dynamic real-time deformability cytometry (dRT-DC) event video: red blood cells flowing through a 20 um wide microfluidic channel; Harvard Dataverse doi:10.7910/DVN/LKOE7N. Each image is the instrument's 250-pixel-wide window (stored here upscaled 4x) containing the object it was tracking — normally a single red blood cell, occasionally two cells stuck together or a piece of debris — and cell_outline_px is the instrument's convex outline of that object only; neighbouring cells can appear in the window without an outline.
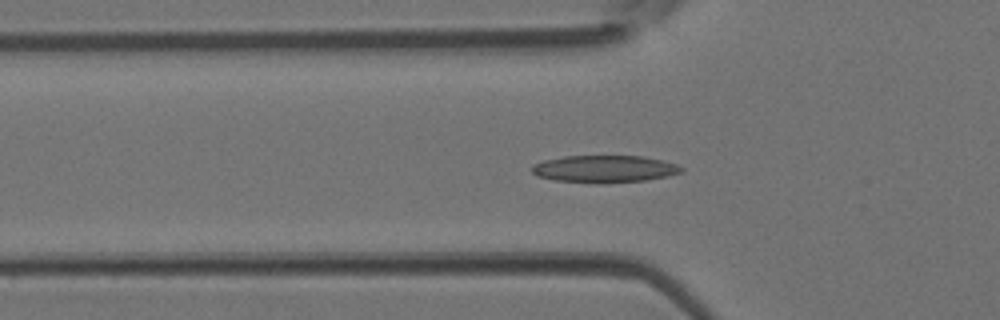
{"species": "Egyptian fruit bat (a non-hibernating species)", "species_latin": "Rousettus aegyptiacus", "temperature_condition": "room temperature", "stored_images_in_passage": 30, "camera_frame_rate_fps": 3000, "um_per_image_px": 0.085, "animal": {"sex": "female"}, "frame": {"image": 1, "passage_image": 10, "time_ms": 3.0, "image_size_px": [1000, 320], "cell_outline_px": [[684, 172], [668, 176], [644, 180], [604, 184], [600, 184], [556, 180], [536, 176], [532, 172], [532, 164], [544, 160], [564, 156], [644, 156], [676, 164], [684, 168]], "centroid_in_image_um": [51.38, 14.36], "position_along_channel_um": 74.4, "area_um2": 23.87}}
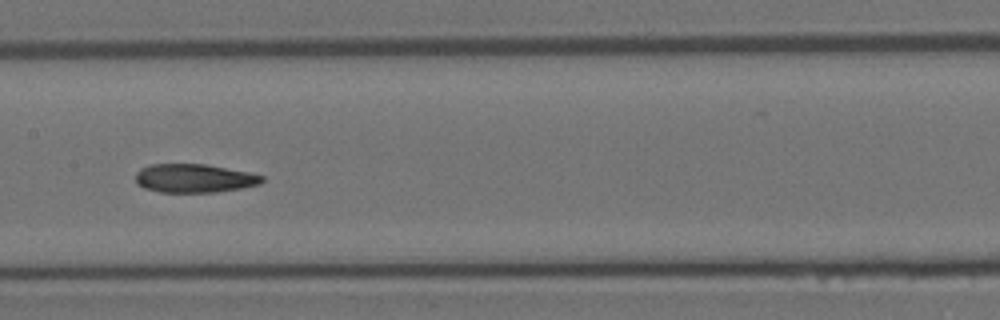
{"frame": {"image": 2, "passage_image": 18, "time_ms": 5.667, "image_size_px": [1000, 320], "cell_outline_px": [[264, 180], [260, 184], [240, 188], [216, 192], [160, 192], [144, 188], [136, 184], [136, 172], [140, 168], [152, 164], [204, 164], [248, 172], [264, 176]], "centroid_in_image_um": [16.48, 15.15], "position_along_channel_um": 190.9, "area_um2": 21.04}}
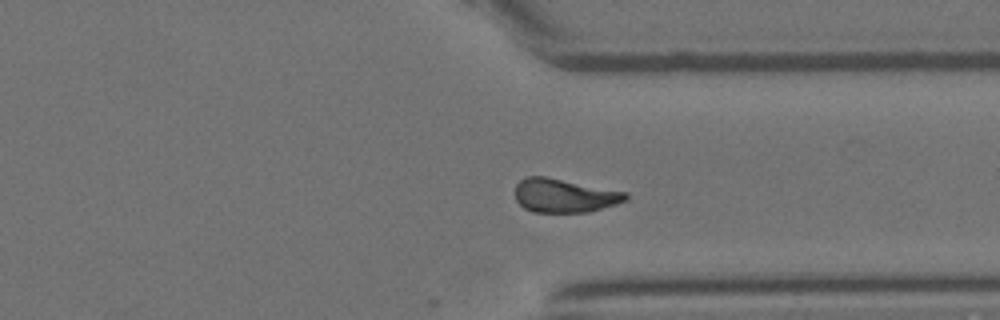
{"frame": {"image": 3, "passage_image": 30, "time_ms": 9.667, "image_size_px": [1000, 320], "cell_outline_px": [[628, 200], [616, 204], [588, 212], [532, 212], [524, 208], [516, 200], [516, 184], [524, 176], [544, 176], [628, 192]], "centroid_in_image_um": [47.97, 16.62], "position_along_channel_um": 363.4, "area_um2": 21.79}}